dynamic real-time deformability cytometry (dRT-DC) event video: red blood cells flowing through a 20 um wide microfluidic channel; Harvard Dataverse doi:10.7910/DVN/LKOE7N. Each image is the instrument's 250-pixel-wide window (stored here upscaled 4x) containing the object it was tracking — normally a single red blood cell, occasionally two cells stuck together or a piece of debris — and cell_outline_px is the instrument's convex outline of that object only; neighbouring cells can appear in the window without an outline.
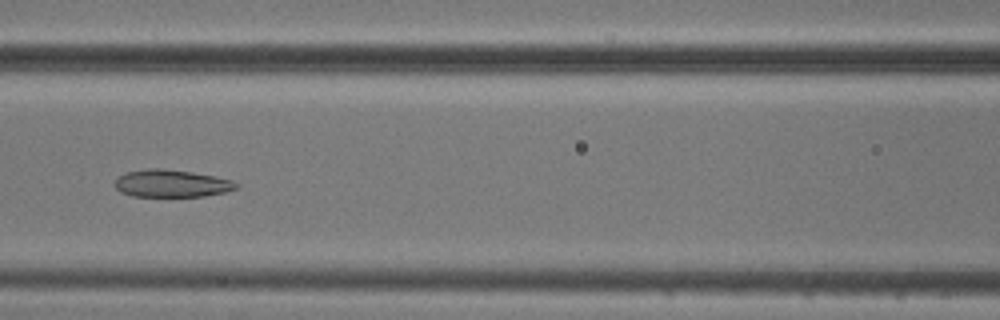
{"species": "common noctule bat (a hibernating species)", "species_latin": "Nyctalus noctula", "temperature_condition": "cold", "stored_images_in_passage": 9, "camera_frame_rate_fps": 3000, "um_per_image_px": 0.085, "animal": {"sex": "male", "body_mass_g": 20.5, "forearm_length_mm": 52.5}, "frame": {"image": 1, "passage_image": 7, "time_ms": 7.0, "image_size_px": [1000, 320], "cell_outline_px": [[240, 188], [224, 192], [204, 196], [132, 196], [120, 192], [112, 184], [116, 176], [124, 172], [148, 168], [164, 168], [192, 172], [216, 176], [232, 180], [240, 184]], "centroid_in_image_um": [14.55, 15.58], "position_along_channel_um": 152.1, "area_um2": 19.83}}
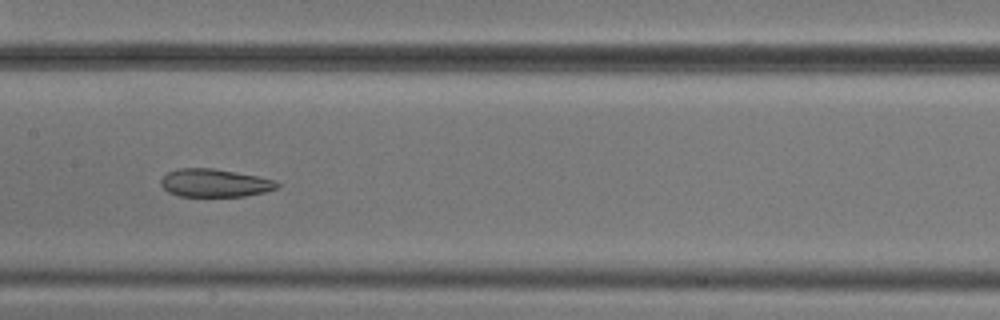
{"frame": {"image": 2, "passage_image": 8, "time_ms": 8.0, "image_size_px": [1000, 320], "cell_outline_px": [[280, 188], [264, 192], [244, 196], [180, 196], [168, 192], [160, 184], [160, 180], [168, 172], [180, 168], [212, 168], [256, 176], [276, 180], [280, 184]], "centroid_in_image_um": [18.27, 15.56], "position_along_channel_um": 189.1, "area_um2": 18.9}}
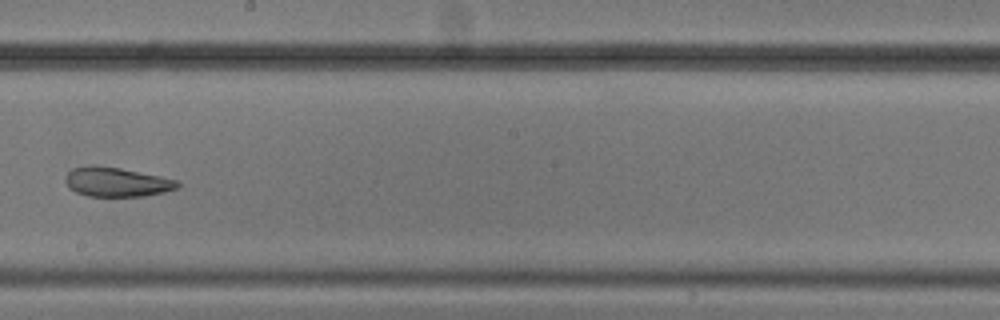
{"frame": {"image": 3, "passage_image": 9, "time_ms": 9.333, "image_size_px": [1000, 320], "cell_outline_px": [[180, 184], [176, 188], [164, 192], [144, 196], [88, 196], [76, 192], [68, 188], [64, 180], [64, 176], [72, 168], [88, 164], [96, 164], [120, 168], [180, 180]], "centroid_in_image_um": [9.86, 15.45], "position_along_channel_um": 238.3, "area_um2": 19.48}}